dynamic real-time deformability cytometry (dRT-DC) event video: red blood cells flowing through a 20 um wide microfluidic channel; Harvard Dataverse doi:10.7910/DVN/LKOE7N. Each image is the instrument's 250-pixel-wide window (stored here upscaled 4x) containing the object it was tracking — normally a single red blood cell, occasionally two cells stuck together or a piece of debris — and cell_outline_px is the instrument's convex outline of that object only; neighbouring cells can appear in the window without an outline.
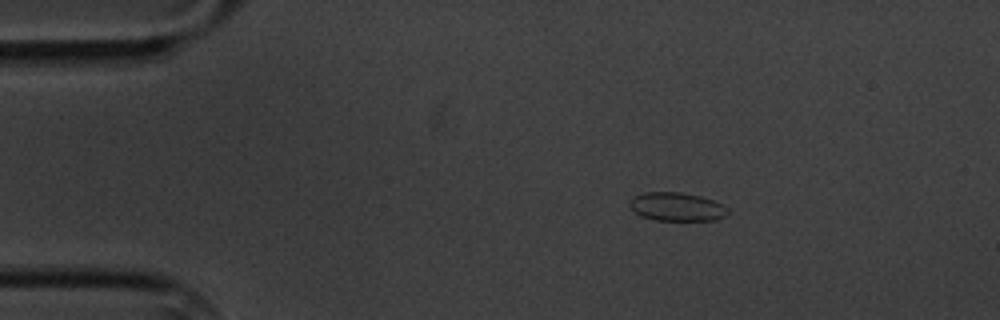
{"species": "common noctule bat (a hibernating species)", "species_latin": "Nyctalus noctula", "temperature_condition": "cold", "stored_images_in_passage": 5, "camera_frame_rate_fps": 3000, "um_per_image_px": 0.085, "animal": {"sex": "male", "body_mass_g": 20.1, "forearm_length_mm": 53.5}, "frame": {"image": 1, "passage_image": 3, "time_ms": 2.0, "image_size_px": [1000, 320], "cell_outline_px": [[728, 216], [716, 220], [656, 220], [640, 216], [628, 204], [636, 196], [644, 192], [680, 192], [700, 196], [712, 200], [728, 208]], "centroid_in_image_um": [57.56, 17.58], "position_along_channel_um": 27.4, "area_um2": 16.18}}